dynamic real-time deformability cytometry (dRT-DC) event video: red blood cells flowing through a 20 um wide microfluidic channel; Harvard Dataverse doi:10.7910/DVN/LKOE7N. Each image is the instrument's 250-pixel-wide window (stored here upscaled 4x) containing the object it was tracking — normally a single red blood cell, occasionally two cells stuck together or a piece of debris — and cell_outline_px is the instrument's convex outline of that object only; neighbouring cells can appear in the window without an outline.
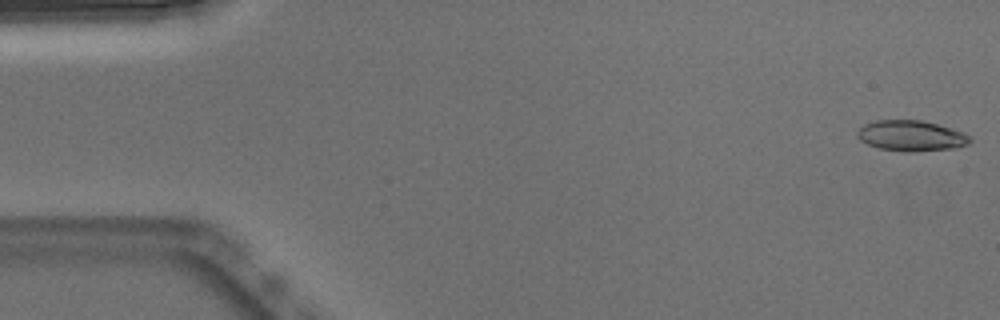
{"species": "Egyptian fruit bat (a non-hibernating species)", "species_latin": "Rousettus aegyptiacus", "temperature_condition": "warm", "stored_images_in_passage": 52, "camera_frame_rate_fps": 3000, "um_per_image_px": 0.085, "animal": {"sex": "male"}, "frame": {"image": 1, "passage_image": 1, "time_ms": 0.0, "image_size_px": [1000, 320], "cell_outline_px": [[972, 140], [968, 144], [956, 148], [912, 152], [904, 152], [880, 148], [868, 144], [860, 140], [856, 136], [856, 132], [864, 124], [876, 120], [920, 120], [952, 128], [964, 132], [972, 136]], "centroid_in_image_um": [77.47, 11.54], "position_along_channel_um": 7.5, "area_um2": 20.29}}
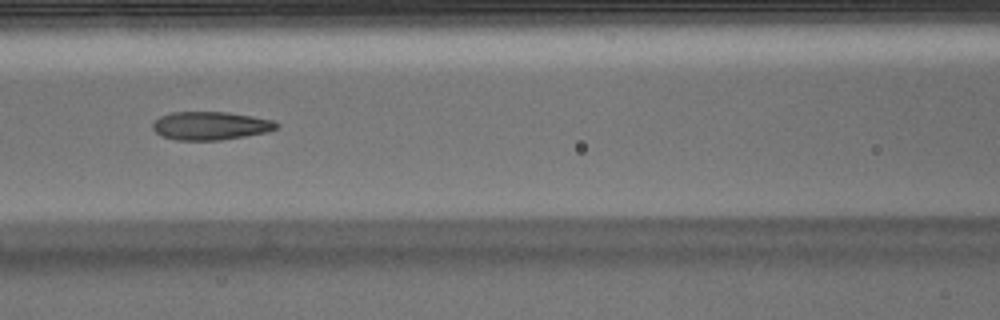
{"frame": {"image": 2, "passage_image": 22, "time_ms": 7.0, "image_size_px": [1000, 320], "cell_outline_px": [[280, 128], [268, 132], [220, 140], [176, 140], [160, 136], [152, 128], [152, 124], [160, 116], [172, 112], [228, 112], [276, 120], [280, 124]], "centroid_in_image_um": [17.94, 10.69], "position_along_channel_um": 148.7, "area_um2": 20.63}}
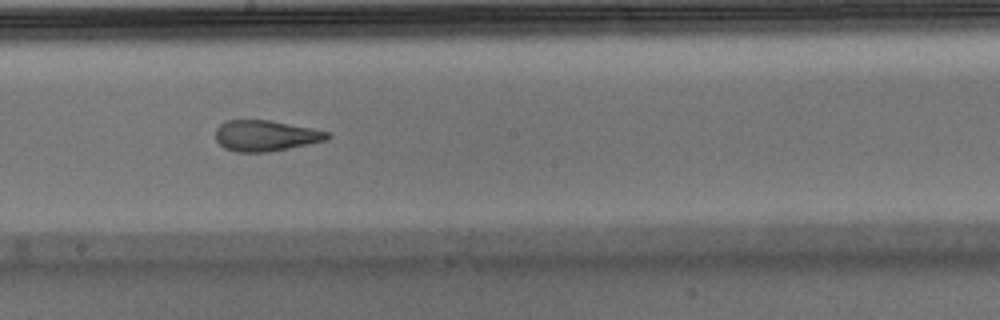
{"frame": {"image": 3, "passage_image": 28, "time_ms": 9.0, "image_size_px": [1000, 320], "cell_outline_px": [[332, 136], [328, 140], [268, 152], [236, 152], [224, 148], [216, 140], [216, 128], [220, 124], [228, 120], [268, 120], [312, 128], [328, 132]], "centroid_in_image_um": [22.58, 11.54], "position_along_channel_um": 225.6, "area_um2": 20.06}, "authors_computed_cell_mechanics": {"area_um2": 20.6346, "velocity_mm_per_s": 3.855, "shape_relaxation_time_tau1_ms": null, "shape_relaxation_time_tau2_ms": 1.4449, "deformation_change_tau1": null, "deformation_change_tau2": 0.1012}}